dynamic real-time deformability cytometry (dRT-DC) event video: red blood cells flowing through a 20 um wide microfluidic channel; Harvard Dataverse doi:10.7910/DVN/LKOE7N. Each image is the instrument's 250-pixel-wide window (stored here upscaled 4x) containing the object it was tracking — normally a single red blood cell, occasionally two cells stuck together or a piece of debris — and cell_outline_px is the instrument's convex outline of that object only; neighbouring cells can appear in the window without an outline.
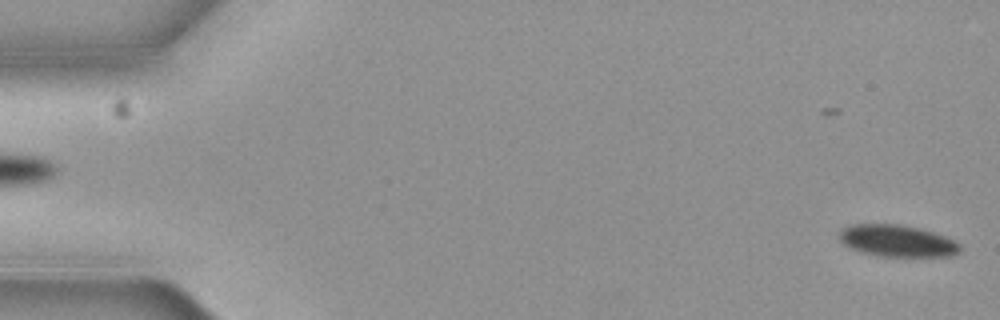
{"species": "common noctule bat (a hibernating species)", "species_latin": "Nyctalus noctula", "temperature_condition": "cold", "stored_images_in_passage": 5, "camera_frame_rate_fps": 3000, "um_per_image_px": 0.085, "animal": {"sex": "female", "body_mass_g": 19.3, "forearm_length_mm": 54.1}, "frame": {"image": 1, "passage_image": 1, "time_ms": 0.0, "image_size_px": [1000, 320], "cell_outline_px": [[960, 252], [952, 256], [880, 256], [860, 252], [848, 248], [840, 240], [840, 232], [848, 224], [904, 224], [920, 228], [948, 236], [960, 244]], "centroid_in_image_um": [76.28, 20.46], "position_along_channel_um": 8.7, "area_um2": 22.66}}